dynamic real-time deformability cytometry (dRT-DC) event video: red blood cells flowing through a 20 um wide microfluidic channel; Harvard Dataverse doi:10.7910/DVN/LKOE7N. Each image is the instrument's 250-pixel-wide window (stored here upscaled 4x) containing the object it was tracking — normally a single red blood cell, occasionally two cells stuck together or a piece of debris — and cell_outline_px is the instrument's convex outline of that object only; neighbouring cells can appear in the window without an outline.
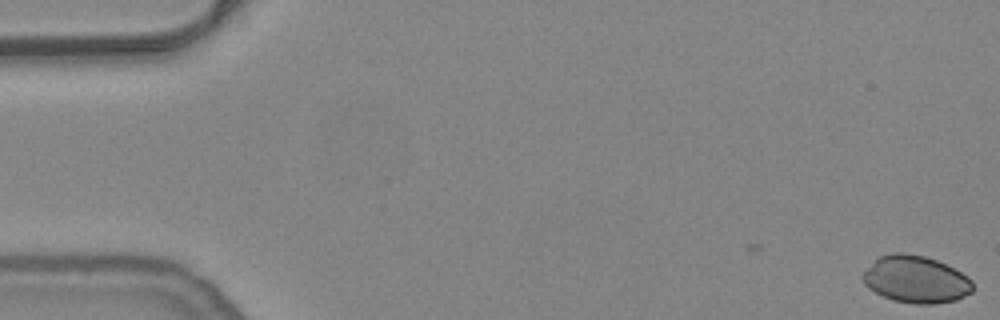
{"species": "common noctule bat (a hibernating species)", "species_latin": "Nyctalus noctula", "temperature_condition": "warm", "stored_images_in_passage": 3, "camera_frame_rate_fps": 3000, "um_per_image_px": 0.085, "animal": {"sex": "female", "body_mass_g": 24.6, "forearm_length_mm": 56.2}, "frame": {"image": 1, "passage_image": 3, "time_ms": 0.667, "image_size_px": [1000, 320], "cell_outline_px": [[972, 292], [956, 300], [932, 304], [916, 304], [892, 300], [868, 288], [864, 284], [860, 276], [880, 256], [892, 252], [904, 252], [924, 256], [936, 260], [968, 276], [972, 280]], "centroid_in_image_um": [77.83, 23.75], "position_along_channel_um": 7.2, "area_um2": 30.06}}